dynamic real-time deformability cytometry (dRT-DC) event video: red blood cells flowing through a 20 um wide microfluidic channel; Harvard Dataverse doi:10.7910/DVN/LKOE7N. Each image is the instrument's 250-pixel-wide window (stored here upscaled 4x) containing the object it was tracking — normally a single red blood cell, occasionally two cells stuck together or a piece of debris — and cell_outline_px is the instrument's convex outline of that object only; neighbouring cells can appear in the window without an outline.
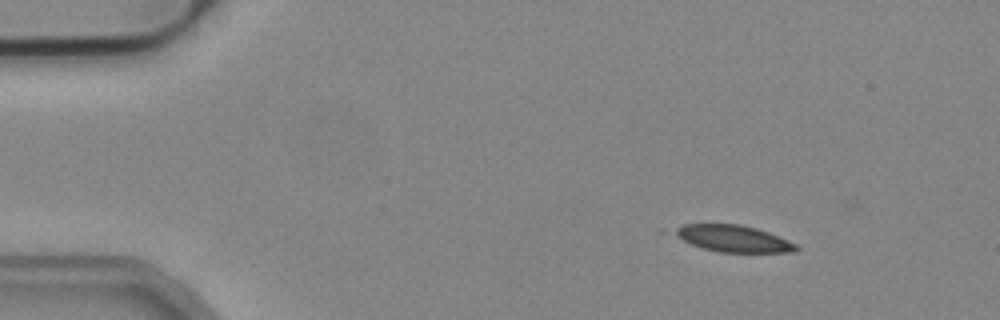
{"species": "common noctule bat (a hibernating species)", "species_latin": "Nyctalus noctula", "temperature_condition": "cold", "stored_images_in_passage": 8, "camera_frame_rate_fps": 3000, "um_per_image_px": 0.085, "animal": {"sex": "male", "body_mass_g": 19.2, "forearm_length_mm": 51.8}, "frame": {"image": 1, "passage_image": 1, "time_ms": 0.0, "image_size_px": [1000, 320], "cell_outline_px": [[800, 248], [796, 252], [720, 252], [704, 248], [692, 244], [684, 240], [672, 232], [676, 228], [684, 224], [740, 224], [756, 228], [768, 232], [788, 240], [796, 244]], "centroid_in_image_um": [62.37, 20.28], "position_along_channel_um": 22.6, "area_um2": 18.67}}